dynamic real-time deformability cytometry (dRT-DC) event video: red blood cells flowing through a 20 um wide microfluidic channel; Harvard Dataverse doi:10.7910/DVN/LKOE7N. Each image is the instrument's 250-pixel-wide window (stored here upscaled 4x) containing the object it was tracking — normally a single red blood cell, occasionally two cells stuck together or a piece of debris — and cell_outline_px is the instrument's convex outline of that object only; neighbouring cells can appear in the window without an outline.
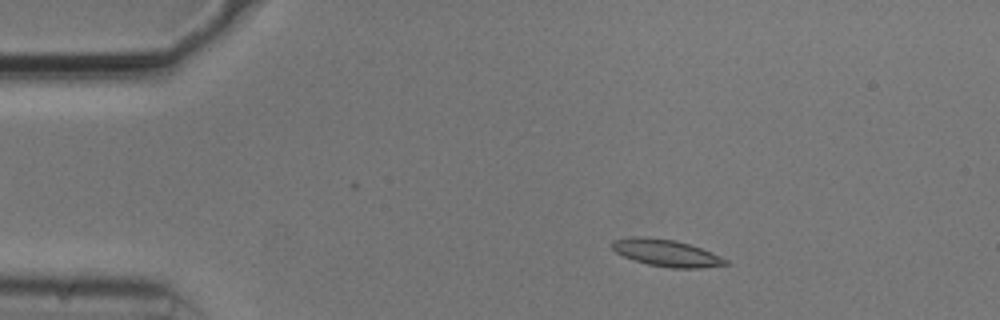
{"species": "common noctule bat (a hibernating species)", "species_latin": "Nyctalus noctula", "temperature_condition": "cold", "stored_images_in_passage": 55, "camera_frame_rate_fps": 3000, "um_per_image_px": 0.085, "animal": {"sex": "male", "body_mass_g": 20.5, "forearm_length_mm": 52.5}, "frame": {"image": 1, "passage_image": 10, "time_ms": 3.0, "image_size_px": [1000, 320], "cell_outline_px": [[728, 264], [700, 268], [668, 268], [648, 264], [624, 256], [616, 252], [612, 248], [612, 240], [628, 236], [648, 236], [676, 240], [712, 252], [728, 260]], "centroid_in_image_um": [56.61, 21.48], "position_along_channel_um": 28.4, "area_um2": 17.86}}
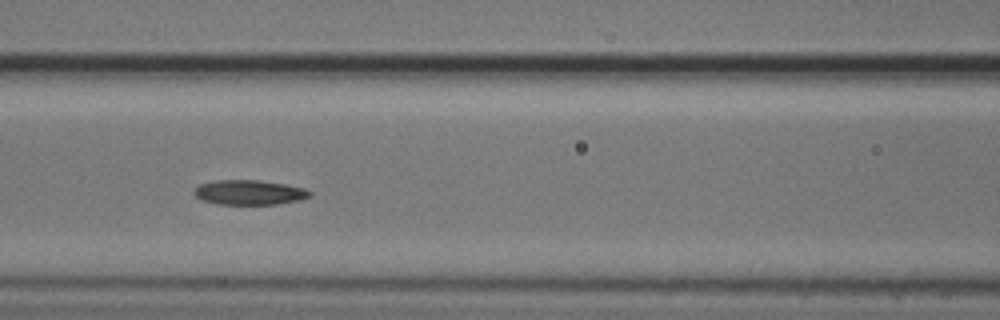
{"frame": {"image": 2, "passage_image": 24, "time_ms": 7.667, "image_size_px": [1000, 320], "cell_outline_px": [[312, 196], [300, 200], [276, 204], [216, 204], [200, 200], [196, 196], [196, 188], [200, 184], [216, 180], [260, 180], [284, 184], [304, 188], [312, 192]], "centroid_in_image_um": [21.22, 16.36], "position_along_channel_um": 145.4, "area_um2": 16.65}}
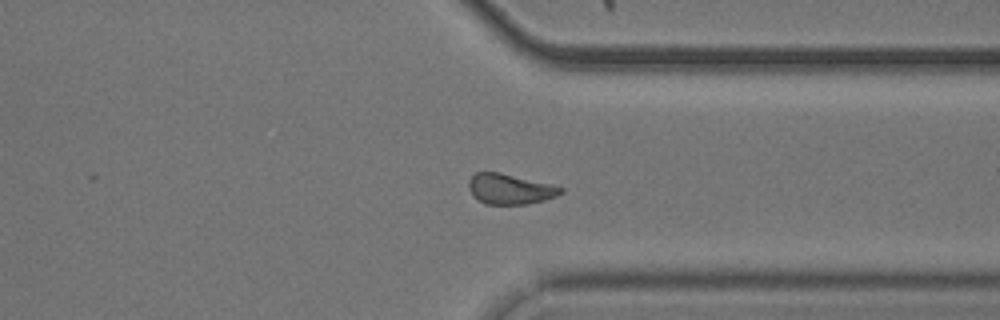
{"frame": {"image": 3, "passage_image": 42, "time_ms": 13.667, "image_size_px": [1000, 320], "cell_outline_px": [[564, 192], [556, 196], [544, 200], [528, 204], [484, 204], [476, 200], [472, 196], [468, 188], [468, 180], [476, 172], [500, 172], [564, 188]], "centroid_in_image_um": [43.29, 16.08], "position_along_channel_um": 368.1, "area_um2": 16.3}, "authors_computed_cell_mechanics": {"area_um2": 16.7042, "velocity_mm_per_s": 3.718, "shape_relaxation_time_tau1_ms": 3.8881, "shape_relaxation_time_tau2_ms": 4.2172, "deformation_change_tau1": 0.0991, "deformation_change_tau2": 0.0838}}